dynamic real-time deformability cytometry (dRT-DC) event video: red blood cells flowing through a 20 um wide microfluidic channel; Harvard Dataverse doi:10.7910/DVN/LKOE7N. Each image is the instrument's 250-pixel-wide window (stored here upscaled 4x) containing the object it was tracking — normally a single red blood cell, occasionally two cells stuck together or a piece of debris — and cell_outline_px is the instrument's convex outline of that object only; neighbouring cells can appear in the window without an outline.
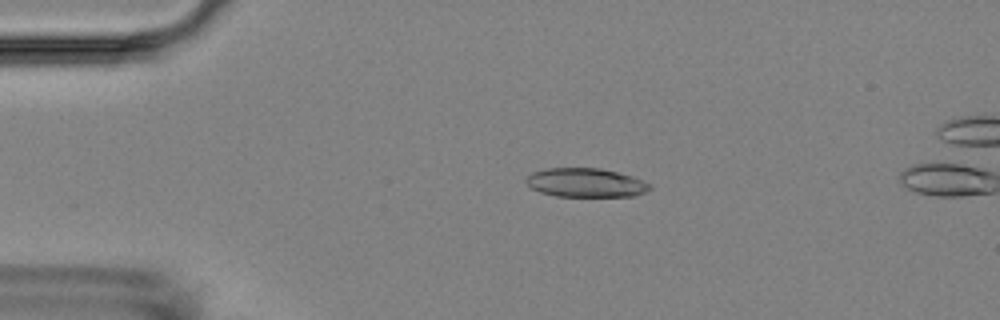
{"species": "Egyptian fruit bat (a non-hibernating species)", "species_latin": "Rousettus aegyptiacus", "temperature_condition": "room temperature", "stored_images_in_passage": 5, "camera_frame_rate_fps": 3000, "um_per_image_px": 0.085, "animal": {"sex": "female"}, "frame": {"image": 1, "passage_image": 4, "time_ms": 3.333, "image_size_px": [1000, 320], "cell_outline_px": [[652, 188], [644, 192], [632, 196], [556, 196], [540, 192], [532, 188], [524, 180], [532, 172], [548, 168], [600, 168], [632, 176], [652, 184]], "centroid_in_image_um": [49.79, 15.52], "position_along_channel_um": 35.2, "area_um2": 20.75}}